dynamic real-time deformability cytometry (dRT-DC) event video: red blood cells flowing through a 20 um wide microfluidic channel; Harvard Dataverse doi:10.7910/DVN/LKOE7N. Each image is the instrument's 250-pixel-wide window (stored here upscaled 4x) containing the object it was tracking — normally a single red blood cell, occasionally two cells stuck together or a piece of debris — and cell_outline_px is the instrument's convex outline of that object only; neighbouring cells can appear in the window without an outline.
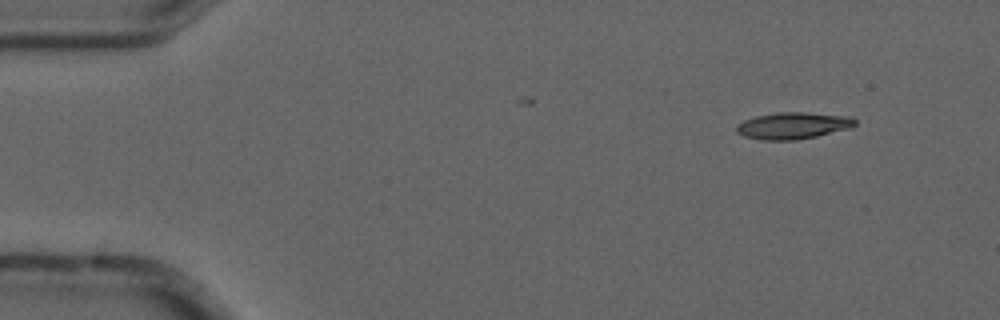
{"species": "common noctule bat (a hibernating species)", "species_latin": "Nyctalus noctula", "temperature_condition": "cold", "stored_images_in_passage": 5, "camera_frame_rate_fps": 3000, "um_per_image_px": 0.085, "animal": {"sex": "male", "forearm_length_mm": 52.5}, "frame": {"image": 1, "passage_image": 2, "time_ms": 0.333, "image_size_px": [1000, 320], "cell_outline_px": [[856, 124], [852, 128], [816, 136], [796, 140], [764, 140], [744, 136], [736, 132], [736, 124], [744, 120], [756, 116], [780, 112], [804, 112], [852, 116], [856, 120]], "centroid_in_image_um": [67.43, 10.67], "position_along_channel_um": 17.6, "area_um2": 18.55}}
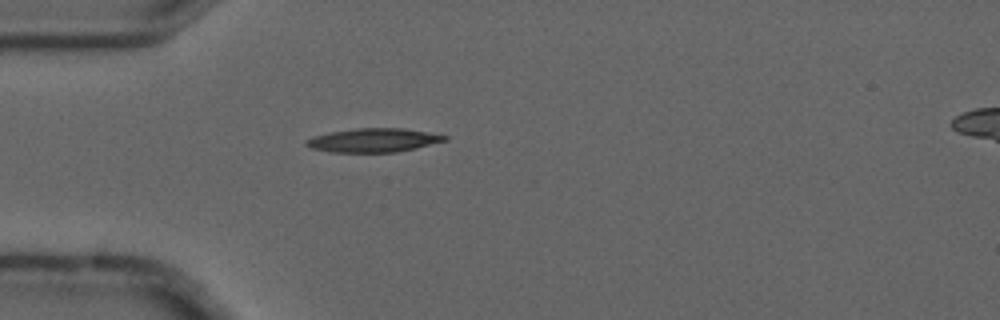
{"frame": {"image": 2, "passage_image": 5, "time_ms": 1.333, "image_size_px": [1000, 320], "cell_outline_px": [[448, 140], [416, 148], [396, 152], [332, 152], [312, 148], [304, 144], [308, 140], [316, 136], [332, 132], [356, 128], [404, 128], [448, 136]], "centroid_in_image_um": [31.8, 11.92], "position_along_channel_um": 53.2, "area_um2": 18.9}}